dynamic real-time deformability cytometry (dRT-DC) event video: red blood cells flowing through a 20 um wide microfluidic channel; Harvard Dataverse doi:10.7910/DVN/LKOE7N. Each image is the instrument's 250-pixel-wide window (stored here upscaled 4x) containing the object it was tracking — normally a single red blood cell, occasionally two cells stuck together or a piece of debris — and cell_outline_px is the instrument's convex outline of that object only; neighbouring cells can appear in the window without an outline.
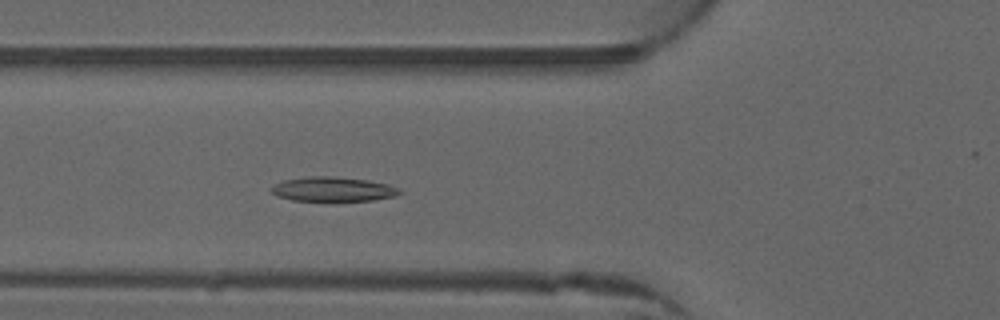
{"species": "common noctule bat (a hibernating species)", "species_latin": "Nyctalus noctula", "temperature_condition": "warm", "stored_images_in_passage": 34, "camera_frame_rate_fps": 3000, "um_per_image_px": 0.085, "animal": {"sex": "male", "forearm_length_mm": 52.5}, "frame": {"image": 1, "passage_image": 4, "time_ms": 1.0, "image_size_px": [1000, 320], "cell_outline_px": [[404, 192], [396, 196], [372, 200], [332, 204], [292, 200], [276, 196], [268, 188], [272, 184], [284, 180], [308, 176], [328, 176], [368, 180], [388, 184], [400, 188]], "centroid_in_image_um": [28.28, 16.13], "position_along_channel_um": 97.5, "area_um2": 19.48}}
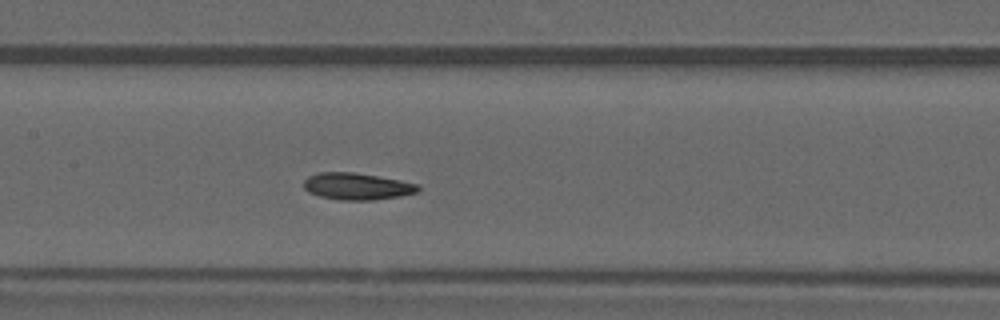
{"frame": {"image": 2, "passage_image": 10, "time_ms": 3.0, "image_size_px": [1000, 320], "cell_outline_px": [[420, 192], [400, 196], [372, 200], [340, 200], [320, 196], [308, 192], [304, 188], [304, 180], [308, 176], [320, 172], [352, 172], [400, 180], [420, 184]], "centroid_in_image_um": [30.37, 15.84], "position_along_channel_um": 177.0, "area_um2": 17.92}}
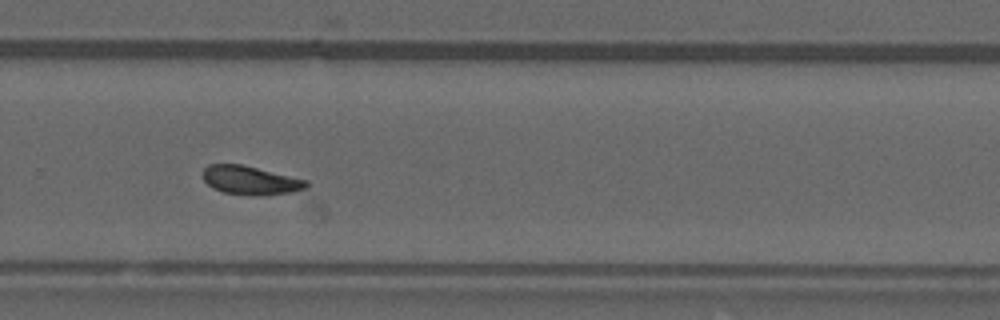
{"frame": {"image": 3, "passage_image": 20, "time_ms": 6.333, "image_size_px": [1000, 320], "cell_outline_px": [[308, 188], [292, 192], [256, 196], [224, 192], [212, 188], [200, 176], [200, 172], [208, 164], [240, 164], [308, 180]], "centroid_in_image_um": [21.25, 15.32], "position_along_channel_um": 308.6, "area_um2": 17.4}, "authors_computed_cell_mechanics": {"area_um2": 17.1955, "velocity_mm_per_s": 3.9646, "shape_relaxation_time_tau1_ms": 10.4056, "shape_relaxation_time_tau2_ms": 7.511, "deformation_change_tau1": 0.2205, "deformation_change_tau2": 0.1445}}